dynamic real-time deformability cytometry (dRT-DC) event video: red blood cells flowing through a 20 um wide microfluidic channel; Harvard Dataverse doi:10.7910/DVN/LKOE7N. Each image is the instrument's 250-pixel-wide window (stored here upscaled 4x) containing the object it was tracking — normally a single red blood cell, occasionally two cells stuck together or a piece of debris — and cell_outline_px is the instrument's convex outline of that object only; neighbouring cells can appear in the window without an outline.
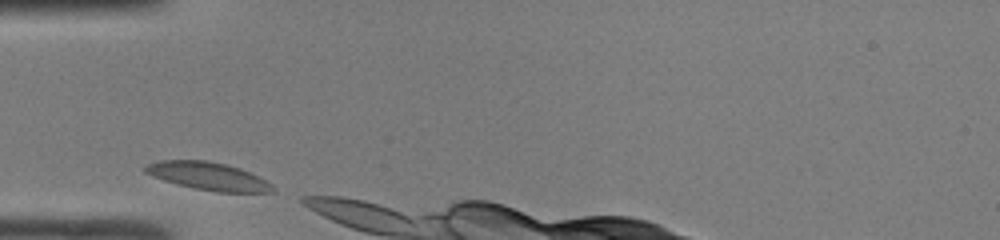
{"species": "common noctule bat (a hibernating species)", "species_latin": "Nyctalus noctula", "temperature_condition": "room temperature", "stored_images_in_passage": 3, "camera_frame_rate_fps": 3000, "um_per_image_px": 0.085, "animal": {"sex": "male", "body_mass_g": 19.0, "forearm_length_mm": 50.8}, "frame": {"image": 1, "passage_image": 1, "time_ms": 0.0, "image_size_px": [1000, 240], "cell_outline_px": [[276, 192], [216, 192], [196, 188], [164, 180], [152, 176], [144, 172], [140, 168], [144, 164], [160, 160], [208, 160], [228, 164], [240, 168], [272, 184], [276, 188]], "centroid_in_image_um": [17.66, 14.96], "position_along_channel_um": 67.3, "area_um2": 20.75}}